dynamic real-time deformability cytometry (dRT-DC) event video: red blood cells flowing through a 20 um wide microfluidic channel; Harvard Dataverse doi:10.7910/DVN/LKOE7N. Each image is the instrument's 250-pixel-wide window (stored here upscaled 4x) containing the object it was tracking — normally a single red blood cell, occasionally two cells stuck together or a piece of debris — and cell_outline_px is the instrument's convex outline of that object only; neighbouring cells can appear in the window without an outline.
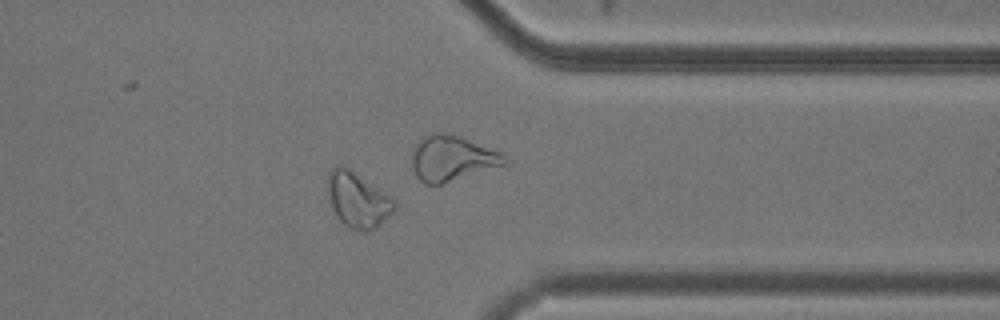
{"species": "common noctule bat (a hibernating species)", "species_latin": "Nyctalus noctula", "temperature_condition": "cold", "stored_images_in_passage": 39, "camera_frame_rate_fps": 3000, "um_per_image_px": 0.085, "animal": {"sex": "male", "body_mass_g": 20.5, "forearm_length_mm": 52.5}, "frame": {"image": 1, "passage_image": 28, "time_ms": 9.0, "image_size_px": [1000, 320], "cell_outline_px": [[396, 208], [376, 228], [368, 232], [352, 228], [344, 224], [336, 216], [332, 208], [328, 196], [328, 172], [332, 168], [340, 164], [348, 168], [388, 196], [396, 204]], "centroid_in_image_um": [30.37, 17.01], "position_along_channel_um": 381.0, "area_um2": 20.87}}